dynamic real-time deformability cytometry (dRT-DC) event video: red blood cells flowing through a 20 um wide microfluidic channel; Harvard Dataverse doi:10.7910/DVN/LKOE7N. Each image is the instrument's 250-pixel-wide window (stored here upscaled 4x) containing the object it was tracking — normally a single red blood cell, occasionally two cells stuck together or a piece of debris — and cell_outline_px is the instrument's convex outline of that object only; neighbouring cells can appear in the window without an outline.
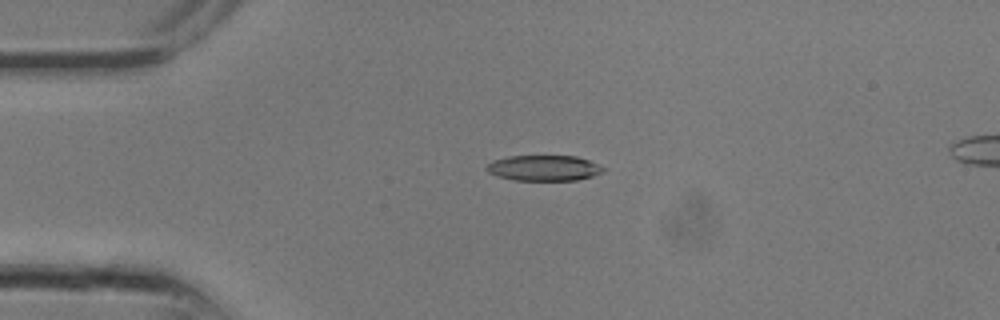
{"species": "common noctule bat (a hibernating species)", "species_latin": "Nyctalus noctula", "temperature_condition": "room temperature", "stored_images_in_passage": 12, "camera_frame_rate_fps": 3000, "um_per_image_px": 0.085, "animal": {"sex": "male", "body_mass_g": 13.3}, "frame": {"image": 1, "passage_image": 7, "time_ms": 2.0, "image_size_px": [1000, 320], "cell_outline_px": [[608, 168], [604, 172], [592, 176], [576, 180], [512, 180], [496, 176], [488, 172], [484, 168], [492, 160], [508, 156], [576, 156], [588, 160]], "centroid_in_image_um": [46.23, 14.28], "position_along_channel_um": 38.8, "area_um2": 17.57}}
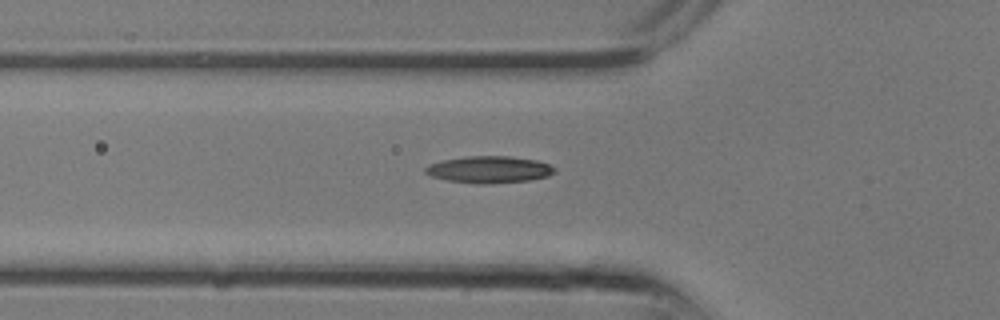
{"frame": {"image": 2, "passage_image": 10, "time_ms": 3.0, "image_size_px": [1000, 320], "cell_outline_px": [[556, 172], [548, 176], [528, 180], [484, 184], [476, 184], [448, 180], [432, 176], [424, 172], [424, 168], [428, 164], [444, 160], [464, 156], [508, 156], [536, 160], [548, 164], [556, 168]], "centroid_in_image_um": [41.57, 14.4], "position_along_channel_um": 84.2, "area_um2": 20.17}}
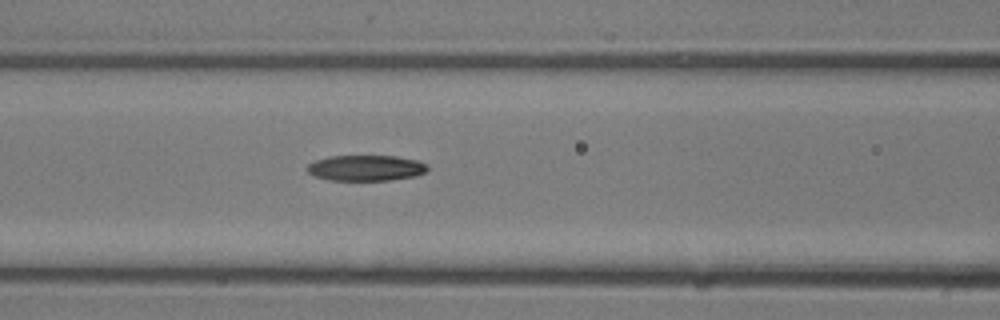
{"frame": {"image": 3, "passage_image": 12, "time_ms": 3.667, "image_size_px": [1000, 320], "cell_outline_px": [[428, 168], [424, 172], [416, 176], [388, 180], [328, 180], [312, 176], [308, 172], [308, 164], [316, 160], [328, 156], [396, 156], [416, 160], [428, 164]], "centroid_in_image_um": [31.09, 14.28], "position_along_channel_um": 135.5, "area_um2": 18.03}}